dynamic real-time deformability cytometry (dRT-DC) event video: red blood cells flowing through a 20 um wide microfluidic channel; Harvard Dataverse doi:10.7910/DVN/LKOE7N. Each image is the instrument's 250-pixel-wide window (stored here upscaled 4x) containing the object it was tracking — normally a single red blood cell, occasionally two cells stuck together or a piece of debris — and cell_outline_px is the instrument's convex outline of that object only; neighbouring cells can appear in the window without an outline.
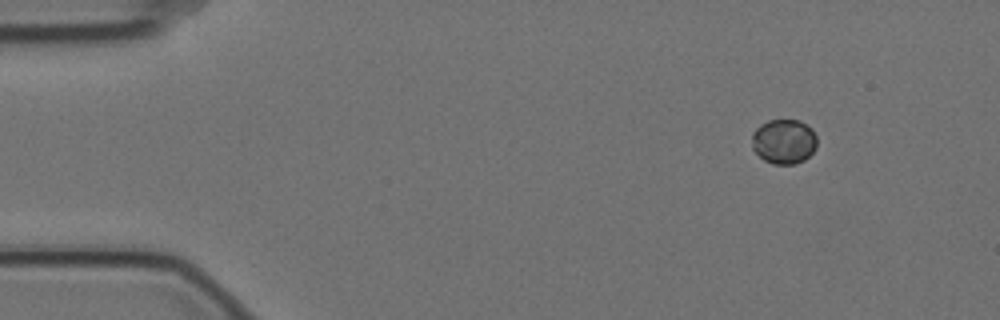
{"species": "Egyptian fruit bat (a non-hibernating species)", "species_latin": "Rousettus aegyptiacus", "temperature_condition": "cold", "stored_images_in_passage": 5, "camera_frame_rate_fps": 3000, "um_per_image_px": 0.085, "animal": {"sex": "female"}, "frame": {"image": 1, "passage_image": 1, "time_ms": 0.0, "image_size_px": [1000, 320], "cell_outline_px": [[816, 148], [804, 160], [796, 164], [772, 164], [764, 160], [752, 148], [752, 132], [760, 124], [768, 120], [800, 120], [812, 128], [816, 136]], "centroid_in_image_um": [66.62, 12.02], "position_along_channel_um": 18.4, "area_um2": 17.11}}
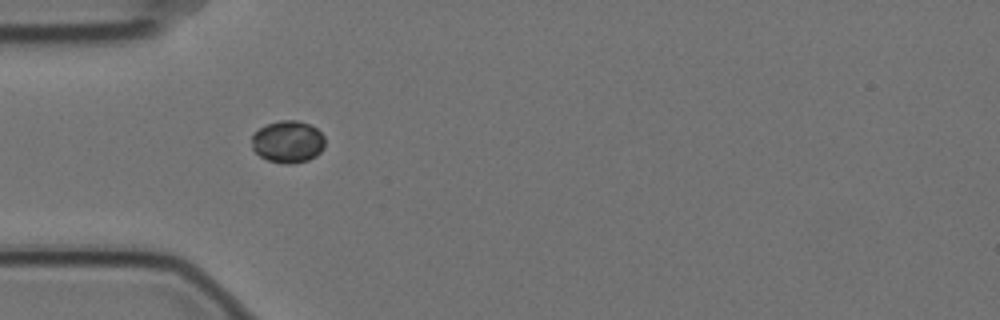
{"frame": {"image": 2, "passage_image": 4, "time_ms": 1.0, "image_size_px": [1000, 320], "cell_outline_px": [[324, 148], [316, 156], [308, 160], [288, 164], [284, 164], [268, 160], [260, 156], [252, 148], [252, 136], [260, 128], [268, 124], [280, 120], [296, 120], [308, 124], [316, 128], [324, 136]], "centroid_in_image_um": [24.48, 12.05], "position_along_channel_um": 60.5, "area_um2": 17.86}}
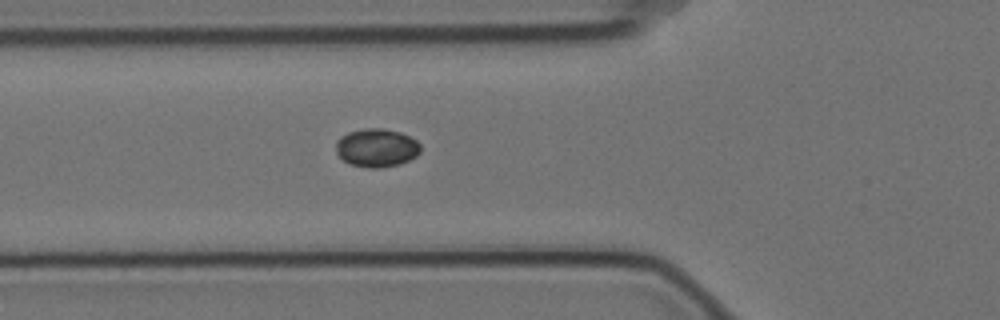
{"frame": {"image": 3, "passage_image": 5, "time_ms": 1.333, "image_size_px": [1000, 320], "cell_outline_px": [[420, 152], [416, 156], [400, 164], [380, 168], [368, 168], [352, 164], [344, 160], [336, 152], [336, 140], [340, 136], [348, 132], [364, 128], [384, 128], [400, 132], [416, 140], [420, 144]], "centroid_in_image_um": [32.01, 12.55], "position_along_channel_um": 93.8, "area_um2": 18.96}}